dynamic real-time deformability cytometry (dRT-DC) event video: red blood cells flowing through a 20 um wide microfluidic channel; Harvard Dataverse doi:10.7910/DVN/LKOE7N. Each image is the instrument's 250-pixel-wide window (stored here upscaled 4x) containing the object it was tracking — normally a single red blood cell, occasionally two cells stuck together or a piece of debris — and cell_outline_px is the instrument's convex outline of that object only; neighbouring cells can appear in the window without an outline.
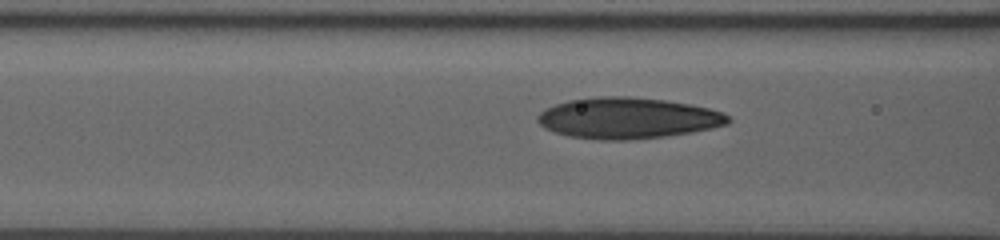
{"species": "human", "species_latin": "Homo sapiens", "temperature_condition": "room temperature", "stored_images_in_passage": 10, "camera_frame_rate_fps": 3000, "um_per_image_px": 0.085, "donor": {"sex": "male"}, "frame": {"image": 1, "passage_image": 7, "time_ms": 2.667, "image_size_px": [1000, 240], "cell_outline_px": [[732, 120], [728, 124], [712, 128], [692, 132], [664, 136], [628, 140], [600, 140], [568, 136], [544, 128], [536, 120], [536, 116], [544, 108], [568, 100], [600, 96], [628, 96], [664, 100], [688, 104], [708, 108], [724, 112]], "centroid_in_image_um": [53.34, 10.04], "position_along_channel_um": 113.3, "area_um2": 45.66}}